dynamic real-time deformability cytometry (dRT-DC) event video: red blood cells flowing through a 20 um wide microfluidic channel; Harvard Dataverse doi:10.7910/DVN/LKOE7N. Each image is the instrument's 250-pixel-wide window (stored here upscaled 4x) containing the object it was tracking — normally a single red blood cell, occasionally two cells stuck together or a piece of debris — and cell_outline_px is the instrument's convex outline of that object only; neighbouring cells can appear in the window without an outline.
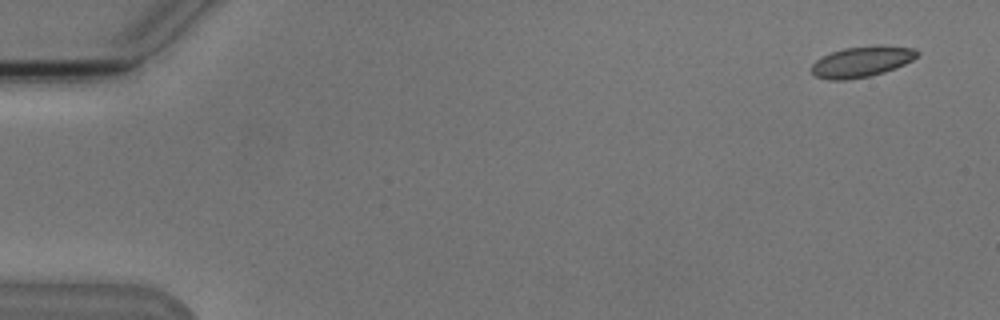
{"species": "Egyptian fruit bat (a non-hibernating species)", "species_latin": "Rousettus aegyptiacus", "temperature_condition": "cold", "stored_images_in_passage": 5, "camera_frame_rate_fps": 3000, "um_per_image_px": 0.085, "animal": {"sex": "male"}, "frame": {"image": 1, "passage_image": 1, "time_ms": 0.0, "image_size_px": [1000, 320], "cell_outline_px": [[920, 52], [912, 60], [896, 68], [884, 72], [868, 76], [848, 80], [828, 80], [816, 76], [812, 72], [812, 64], [816, 60], [832, 52], [844, 48], [880, 44], [916, 48]], "centroid_in_image_um": [73.28, 5.23], "position_along_channel_um": 11.7, "area_um2": 19.02}}
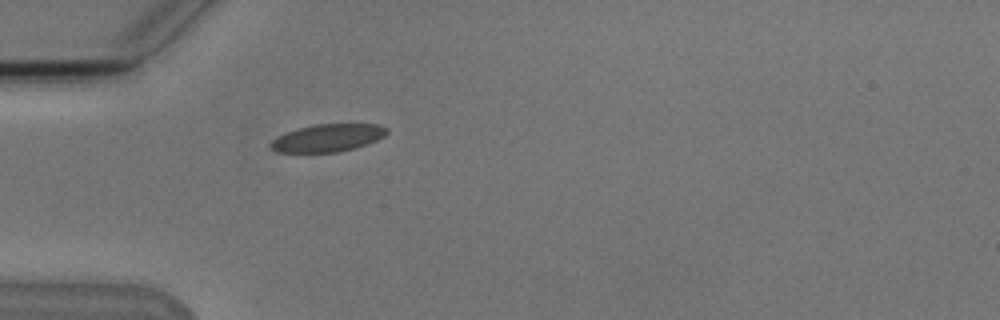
{"frame": {"image": 2, "passage_image": 5, "time_ms": 4.667, "image_size_px": [1000, 320], "cell_outline_px": [[388, 132], [384, 136], [368, 144], [336, 152], [276, 152], [268, 148], [268, 144], [276, 136], [296, 128], [316, 124], [380, 124], [388, 128]], "centroid_in_image_um": [27.81, 11.71], "position_along_channel_um": 57.2, "area_um2": 18.84}}